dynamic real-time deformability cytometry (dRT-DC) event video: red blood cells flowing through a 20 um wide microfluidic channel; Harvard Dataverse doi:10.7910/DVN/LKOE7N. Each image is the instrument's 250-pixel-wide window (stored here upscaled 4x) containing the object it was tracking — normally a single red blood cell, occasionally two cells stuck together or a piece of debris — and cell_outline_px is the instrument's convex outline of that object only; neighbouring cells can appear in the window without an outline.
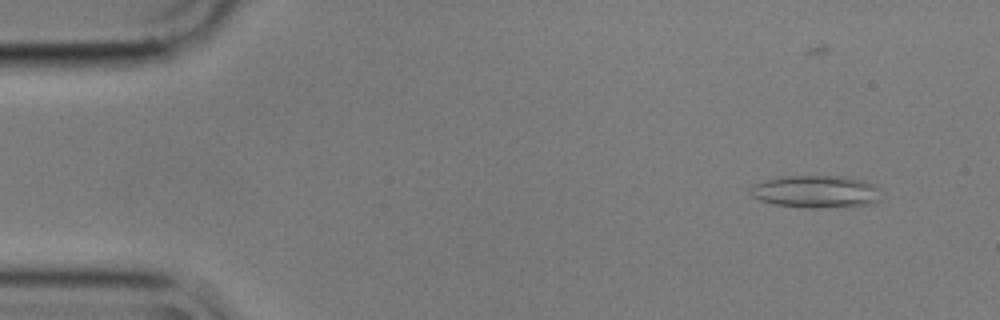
{"species": "common noctule bat (a hibernating species)", "species_latin": "Nyctalus noctula", "temperature_condition": "cold", "stored_images_in_passage": 48, "camera_frame_rate_fps": 3000, "um_per_image_px": 0.085, "animal": {"sex": "male", "body_mass_g": 17.9}, "frame": {"image": 1, "passage_image": 8, "time_ms": 2.333, "image_size_px": [1000, 320], "cell_outline_px": [[880, 200], [872, 204], [816, 208], [808, 208], [776, 204], [760, 200], [752, 196], [748, 192], [756, 184], [764, 180], [784, 176], [844, 176], [860, 180], [872, 184], [880, 188]], "centroid_in_image_um": [69.37, 16.29], "position_along_channel_um": 15.6, "area_um2": 24.57}}
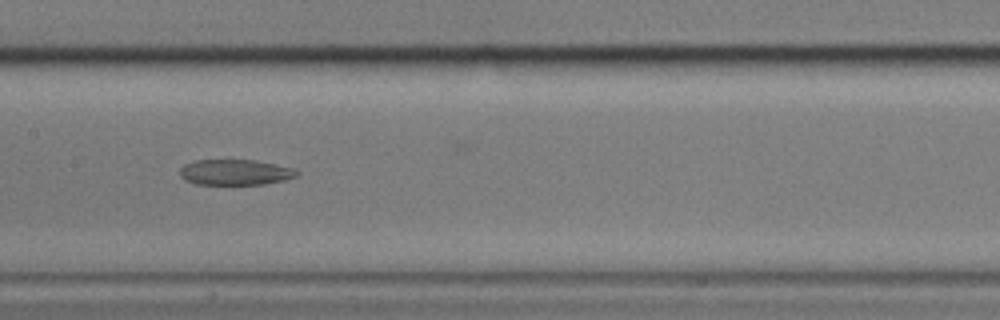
{"frame": {"image": 2, "passage_image": 31, "time_ms": 10.0, "image_size_px": [1000, 320], "cell_outline_px": [[300, 172], [296, 176], [284, 180], [264, 184], [196, 184], [184, 180], [180, 176], [180, 168], [184, 164], [196, 160], [256, 160], [276, 164], [292, 168]], "centroid_in_image_um": [19.97, 14.64], "position_along_channel_um": 187.4, "area_um2": 17.46}}
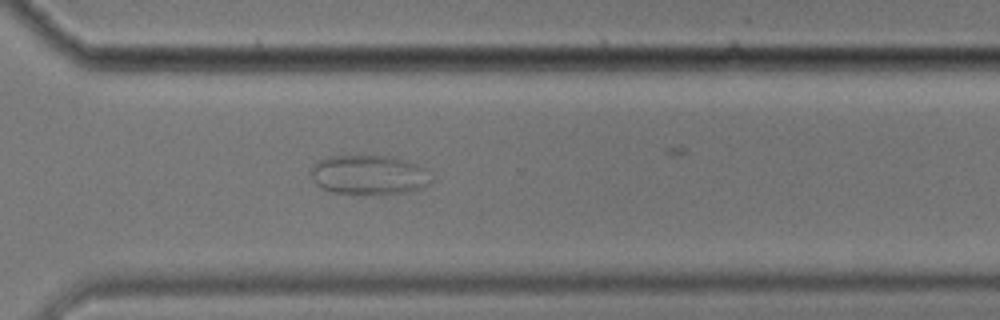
{"frame": {"image": 3, "passage_image": 44, "time_ms": 14.333, "image_size_px": [1000, 320], "cell_outline_px": [[428, 184], [424, 188], [412, 192], [332, 192], [316, 184], [312, 180], [312, 164], [316, 160], [328, 156], [392, 156], [408, 160], [428, 168]], "centroid_in_image_um": [31.37, 14.82], "position_along_channel_um": 339.2, "area_um2": 27.34}}